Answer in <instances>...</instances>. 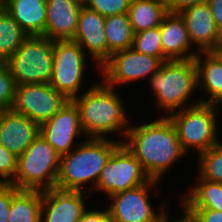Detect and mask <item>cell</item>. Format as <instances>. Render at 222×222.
Segmentation results:
<instances>
[{"instance_id": "1", "label": "cell", "mask_w": 222, "mask_h": 222, "mask_svg": "<svg viewBox=\"0 0 222 222\" xmlns=\"http://www.w3.org/2000/svg\"><path fill=\"white\" fill-rule=\"evenodd\" d=\"M122 143L141 163L144 172L158 181L176 160L186 154L169 116L130 127Z\"/></svg>"}, {"instance_id": "2", "label": "cell", "mask_w": 222, "mask_h": 222, "mask_svg": "<svg viewBox=\"0 0 222 222\" xmlns=\"http://www.w3.org/2000/svg\"><path fill=\"white\" fill-rule=\"evenodd\" d=\"M122 141L105 138H90L69 153L60 156L56 187L82 191L88 182L93 192L102 169ZM91 181V183H90Z\"/></svg>"}, {"instance_id": "3", "label": "cell", "mask_w": 222, "mask_h": 222, "mask_svg": "<svg viewBox=\"0 0 222 222\" xmlns=\"http://www.w3.org/2000/svg\"><path fill=\"white\" fill-rule=\"evenodd\" d=\"M114 88L104 81L95 83L84 94L73 99L79 109L83 133L90 138H105V134L119 130L126 137L129 121L123 102Z\"/></svg>"}, {"instance_id": "4", "label": "cell", "mask_w": 222, "mask_h": 222, "mask_svg": "<svg viewBox=\"0 0 222 222\" xmlns=\"http://www.w3.org/2000/svg\"><path fill=\"white\" fill-rule=\"evenodd\" d=\"M158 109L168 114L185 108L190 95L198 87V72L194 59L165 61L150 77Z\"/></svg>"}, {"instance_id": "5", "label": "cell", "mask_w": 222, "mask_h": 222, "mask_svg": "<svg viewBox=\"0 0 222 222\" xmlns=\"http://www.w3.org/2000/svg\"><path fill=\"white\" fill-rule=\"evenodd\" d=\"M60 155L39 134L18 157L17 174L11 182L18 189L49 190L56 187Z\"/></svg>"}, {"instance_id": "6", "label": "cell", "mask_w": 222, "mask_h": 222, "mask_svg": "<svg viewBox=\"0 0 222 222\" xmlns=\"http://www.w3.org/2000/svg\"><path fill=\"white\" fill-rule=\"evenodd\" d=\"M215 104L201 103L200 99L182 110L169 114L176 127L183 150L197 148L200 154L219 142L217 136V109Z\"/></svg>"}, {"instance_id": "7", "label": "cell", "mask_w": 222, "mask_h": 222, "mask_svg": "<svg viewBox=\"0 0 222 222\" xmlns=\"http://www.w3.org/2000/svg\"><path fill=\"white\" fill-rule=\"evenodd\" d=\"M53 42L43 35H31L4 62L17 86L50 83L53 70Z\"/></svg>"}, {"instance_id": "8", "label": "cell", "mask_w": 222, "mask_h": 222, "mask_svg": "<svg viewBox=\"0 0 222 222\" xmlns=\"http://www.w3.org/2000/svg\"><path fill=\"white\" fill-rule=\"evenodd\" d=\"M86 54L73 40L53 42V70L50 85L68 100L79 94L84 79ZM78 94V95H77Z\"/></svg>"}, {"instance_id": "9", "label": "cell", "mask_w": 222, "mask_h": 222, "mask_svg": "<svg viewBox=\"0 0 222 222\" xmlns=\"http://www.w3.org/2000/svg\"><path fill=\"white\" fill-rule=\"evenodd\" d=\"M150 177L134 154L121 143L102 169L94 191L111 196L145 184Z\"/></svg>"}, {"instance_id": "10", "label": "cell", "mask_w": 222, "mask_h": 222, "mask_svg": "<svg viewBox=\"0 0 222 222\" xmlns=\"http://www.w3.org/2000/svg\"><path fill=\"white\" fill-rule=\"evenodd\" d=\"M68 101L50 83L16 86L13 110L41 125L56 114Z\"/></svg>"}, {"instance_id": "11", "label": "cell", "mask_w": 222, "mask_h": 222, "mask_svg": "<svg viewBox=\"0 0 222 222\" xmlns=\"http://www.w3.org/2000/svg\"><path fill=\"white\" fill-rule=\"evenodd\" d=\"M163 62L133 48L113 53L110 59L100 68L104 74L102 79L108 86L122 85L143 79L157 73ZM150 74V75H149Z\"/></svg>"}, {"instance_id": "12", "label": "cell", "mask_w": 222, "mask_h": 222, "mask_svg": "<svg viewBox=\"0 0 222 222\" xmlns=\"http://www.w3.org/2000/svg\"><path fill=\"white\" fill-rule=\"evenodd\" d=\"M158 182L150 178L145 184L108 196L112 200L107 209L110 222H158L160 214L148 198V189Z\"/></svg>"}, {"instance_id": "13", "label": "cell", "mask_w": 222, "mask_h": 222, "mask_svg": "<svg viewBox=\"0 0 222 222\" xmlns=\"http://www.w3.org/2000/svg\"><path fill=\"white\" fill-rule=\"evenodd\" d=\"M80 113L73 100L40 125V134L62 156L71 151L74 139L82 133Z\"/></svg>"}, {"instance_id": "14", "label": "cell", "mask_w": 222, "mask_h": 222, "mask_svg": "<svg viewBox=\"0 0 222 222\" xmlns=\"http://www.w3.org/2000/svg\"><path fill=\"white\" fill-rule=\"evenodd\" d=\"M83 191L53 187L42 191L41 222H80L86 209Z\"/></svg>"}, {"instance_id": "15", "label": "cell", "mask_w": 222, "mask_h": 222, "mask_svg": "<svg viewBox=\"0 0 222 222\" xmlns=\"http://www.w3.org/2000/svg\"><path fill=\"white\" fill-rule=\"evenodd\" d=\"M73 41L86 50L97 64L102 67L111 57L105 34V17L82 5L79 14L78 29Z\"/></svg>"}, {"instance_id": "16", "label": "cell", "mask_w": 222, "mask_h": 222, "mask_svg": "<svg viewBox=\"0 0 222 222\" xmlns=\"http://www.w3.org/2000/svg\"><path fill=\"white\" fill-rule=\"evenodd\" d=\"M40 134V125L13 109L5 110L0 119V144L17 157Z\"/></svg>"}, {"instance_id": "17", "label": "cell", "mask_w": 222, "mask_h": 222, "mask_svg": "<svg viewBox=\"0 0 222 222\" xmlns=\"http://www.w3.org/2000/svg\"><path fill=\"white\" fill-rule=\"evenodd\" d=\"M83 0H46L45 36L50 40H73Z\"/></svg>"}, {"instance_id": "18", "label": "cell", "mask_w": 222, "mask_h": 222, "mask_svg": "<svg viewBox=\"0 0 222 222\" xmlns=\"http://www.w3.org/2000/svg\"><path fill=\"white\" fill-rule=\"evenodd\" d=\"M163 62L195 59L199 51H191L186 23L180 13L168 12L160 25ZM189 51V52H188Z\"/></svg>"}, {"instance_id": "19", "label": "cell", "mask_w": 222, "mask_h": 222, "mask_svg": "<svg viewBox=\"0 0 222 222\" xmlns=\"http://www.w3.org/2000/svg\"><path fill=\"white\" fill-rule=\"evenodd\" d=\"M183 17L191 43L200 52H209L217 39L218 29L208 3L197 4L180 12Z\"/></svg>"}, {"instance_id": "20", "label": "cell", "mask_w": 222, "mask_h": 222, "mask_svg": "<svg viewBox=\"0 0 222 222\" xmlns=\"http://www.w3.org/2000/svg\"><path fill=\"white\" fill-rule=\"evenodd\" d=\"M2 4L29 36H45L46 0H2Z\"/></svg>"}, {"instance_id": "21", "label": "cell", "mask_w": 222, "mask_h": 222, "mask_svg": "<svg viewBox=\"0 0 222 222\" xmlns=\"http://www.w3.org/2000/svg\"><path fill=\"white\" fill-rule=\"evenodd\" d=\"M203 55L204 61L201 59ZM194 61L198 72V86L210 95V98L206 100L203 97L200 98V102L221 105L222 57L214 56L210 52H199Z\"/></svg>"}, {"instance_id": "22", "label": "cell", "mask_w": 222, "mask_h": 222, "mask_svg": "<svg viewBox=\"0 0 222 222\" xmlns=\"http://www.w3.org/2000/svg\"><path fill=\"white\" fill-rule=\"evenodd\" d=\"M168 12L167 0H131L127 14L136 34L159 27Z\"/></svg>"}, {"instance_id": "23", "label": "cell", "mask_w": 222, "mask_h": 222, "mask_svg": "<svg viewBox=\"0 0 222 222\" xmlns=\"http://www.w3.org/2000/svg\"><path fill=\"white\" fill-rule=\"evenodd\" d=\"M42 191L19 189L12 197L8 222H41Z\"/></svg>"}, {"instance_id": "24", "label": "cell", "mask_w": 222, "mask_h": 222, "mask_svg": "<svg viewBox=\"0 0 222 222\" xmlns=\"http://www.w3.org/2000/svg\"><path fill=\"white\" fill-rule=\"evenodd\" d=\"M198 183L183 198L188 209H213L222 212V183L198 178Z\"/></svg>"}, {"instance_id": "25", "label": "cell", "mask_w": 222, "mask_h": 222, "mask_svg": "<svg viewBox=\"0 0 222 222\" xmlns=\"http://www.w3.org/2000/svg\"><path fill=\"white\" fill-rule=\"evenodd\" d=\"M105 34L111 54L132 48L134 32L128 14L105 17Z\"/></svg>"}, {"instance_id": "26", "label": "cell", "mask_w": 222, "mask_h": 222, "mask_svg": "<svg viewBox=\"0 0 222 222\" xmlns=\"http://www.w3.org/2000/svg\"><path fill=\"white\" fill-rule=\"evenodd\" d=\"M29 37L13 17L2 7L0 9V62L11 57Z\"/></svg>"}, {"instance_id": "27", "label": "cell", "mask_w": 222, "mask_h": 222, "mask_svg": "<svg viewBox=\"0 0 222 222\" xmlns=\"http://www.w3.org/2000/svg\"><path fill=\"white\" fill-rule=\"evenodd\" d=\"M198 156L199 178L222 183V142Z\"/></svg>"}, {"instance_id": "28", "label": "cell", "mask_w": 222, "mask_h": 222, "mask_svg": "<svg viewBox=\"0 0 222 222\" xmlns=\"http://www.w3.org/2000/svg\"><path fill=\"white\" fill-rule=\"evenodd\" d=\"M132 48L136 52L158 57L163 62L160 26L134 34Z\"/></svg>"}, {"instance_id": "29", "label": "cell", "mask_w": 222, "mask_h": 222, "mask_svg": "<svg viewBox=\"0 0 222 222\" xmlns=\"http://www.w3.org/2000/svg\"><path fill=\"white\" fill-rule=\"evenodd\" d=\"M16 86L8 66L4 62H0V111L13 108Z\"/></svg>"}, {"instance_id": "30", "label": "cell", "mask_w": 222, "mask_h": 222, "mask_svg": "<svg viewBox=\"0 0 222 222\" xmlns=\"http://www.w3.org/2000/svg\"><path fill=\"white\" fill-rule=\"evenodd\" d=\"M131 0H83V5L103 17L128 13Z\"/></svg>"}, {"instance_id": "31", "label": "cell", "mask_w": 222, "mask_h": 222, "mask_svg": "<svg viewBox=\"0 0 222 222\" xmlns=\"http://www.w3.org/2000/svg\"><path fill=\"white\" fill-rule=\"evenodd\" d=\"M18 168V157L0 144V182L11 183Z\"/></svg>"}, {"instance_id": "32", "label": "cell", "mask_w": 222, "mask_h": 222, "mask_svg": "<svg viewBox=\"0 0 222 222\" xmlns=\"http://www.w3.org/2000/svg\"><path fill=\"white\" fill-rule=\"evenodd\" d=\"M18 190L12 183L0 182V222H8L12 197Z\"/></svg>"}, {"instance_id": "33", "label": "cell", "mask_w": 222, "mask_h": 222, "mask_svg": "<svg viewBox=\"0 0 222 222\" xmlns=\"http://www.w3.org/2000/svg\"><path fill=\"white\" fill-rule=\"evenodd\" d=\"M197 222H222V212L213 209H189Z\"/></svg>"}, {"instance_id": "34", "label": "cell", "mask_w": 222, "mask_h": 222, "mask_svg": "<svg viewBox=\"0 0 222 222\" xmlns=\"http://www.w3.org/2000/svg\"><path fill=\"white\" fill-rule=\"evenodd\" d=\"M207 2L208 0H167L168 10L173 13H180L189 7Z\"/></svg>"}, {"instance_id": "35", "label": "cell", "mask_w": 222, "mask_h": 222, "mask_svg": "<svg viewBox=\"0 0 222 222\" xmlns=\"http://www.w3.org/2000/svg\"><path fill=\"white\" fill-rule=\"evenodd\" d=\"M80 222H110L108 210H86Z\"/></svg>"}, {"instance_id": "36", "label": "cell", "mask_w": 222, "mask_h": 222, "mask_svg": "<svg viewBox=\"0 0 222 222\" xmlns=\"http://www.w3.org/2000/svg\"><path fill=\"white\" fill-rule=\"evenodd\" d=\"M162 210L160 211V216L158 218V222H169L170 219L168 217V214H166V210L163 211V207H161ZM183 217L173 221V222H197L194 214L185 206L183 205Z\"/></svg>"}, {"instance_id": "37", "label": "cell", "mask_w": 222, "mask_h": 222, "mask_svg": "<svg viewBox=\"0 0 222 222\" xmlns=\"http://www.w3.org/2000/svg\"><path fill=\"white\" fill-rule=\"evenodd\" d=\"M212 17L217 29L222 28V0H208Z\"/></svg>"}, {"instance_id": "38", "label": "cell", "mask_w": 222, "mask_h": 222, "mask_svg": "<svg viewBox=\"0 0 222 222\" xmlns=\"http://www.w3.org/2000/svg\"><path fill=\"white\" fill-rule=\"evenodd\" d=\"M209 52L214 56L222 57V28L218 29L216 42Z\"/></svg>"}, {"instance_id": "39", "label": "cell", "mask_w": 222, "mask_h": 222, "mask_svg": "<svg viewBox=\"0 0 222 222\" xmlns=\"http://www.w3.org/2000/svg\"><path fill=\"white\" fill-rule=\"evenodd\" d=\"M3 4H2V0H0V9L2 8Z\"/></svg>"}]
</instances>
